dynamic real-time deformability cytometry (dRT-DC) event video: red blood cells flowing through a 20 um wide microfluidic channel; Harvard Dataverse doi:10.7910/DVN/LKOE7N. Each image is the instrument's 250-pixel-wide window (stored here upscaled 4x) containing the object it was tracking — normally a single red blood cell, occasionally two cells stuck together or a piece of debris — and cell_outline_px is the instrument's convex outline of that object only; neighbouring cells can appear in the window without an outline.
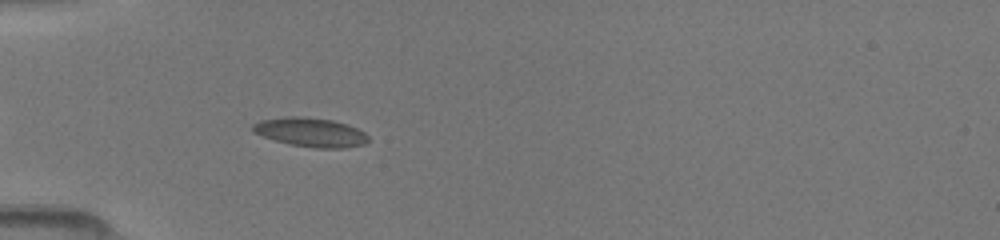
{"species": "common noctule bat (a hibernating species)", "species_latin": "Nyctalus noctula", "temperature_condition": "room temperature", "stored_images_in_passage": 29, "camera_frame_rate_fps": 3000, "um_per_image_px": 0.085, "animal": {"sex": "female", "body_mass_g": 19.5, "forearm_length_mm": 54.1}, "frame": {"image": 1, "passage_image": 10, "time_ms": 5.333, "image_size_px": [1000, 240], "cell_outline_px": [[368, 140], [364, 144], [344, 148], [316, 148], [292, 144], [276, 140], [252, 132], [252, 124], [260, 120], [284, 116], [304, 116], [332, 120], [348, 124], [364, 132], [368, 136]], "centroid_in_image_um": [26.39, 11.22], "position_along_channel_um": 58.6, "area_um2": 19.54}}
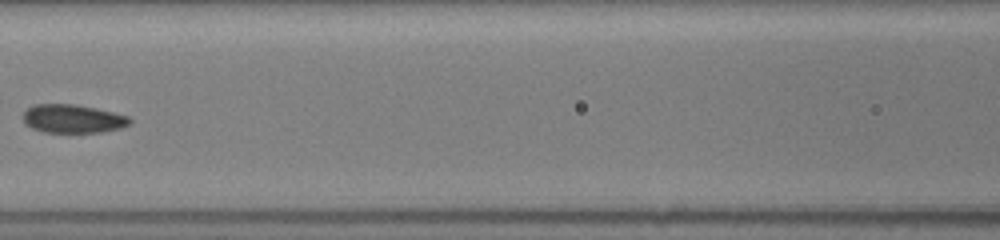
{"frame": {"image": 2, "passage_image": 15, "time_ms": 8.0, "image_size_px": [1000, 240], "cell_outline_px": [[132, 120], [128, 124], [120, 128], [100, 132], [44, 132], [32, 128], [24, 124], [20, 116], [32, 104], [76, 104], [96, 108], [128, 116]], "centroid_in_image_um": [6.12, 10.08], "position_along_channel_um": 160.5, "area_um2": 17.8}}
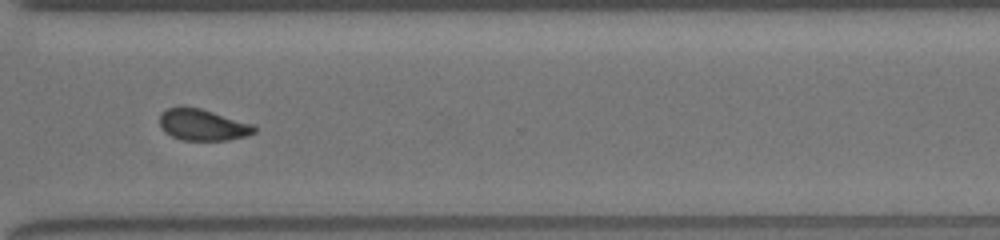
{"frame": {"image": 3, "passage_image": 24, "time_ms": 12.667, "image_size_px": [1000, 240], "cell_outline_px": [[256, 132], [248, 136], [228, 140], [180, 140], [164, 132], [160, 128], [160, 112], [168, 108], [180, 104], [184, 104], [200, 108], [252, 124], [256, 128]], "centroid_in_image_um": [17.17, 10.59], "position_along_channel_um": 353.4, "area_um2": 17.69}}